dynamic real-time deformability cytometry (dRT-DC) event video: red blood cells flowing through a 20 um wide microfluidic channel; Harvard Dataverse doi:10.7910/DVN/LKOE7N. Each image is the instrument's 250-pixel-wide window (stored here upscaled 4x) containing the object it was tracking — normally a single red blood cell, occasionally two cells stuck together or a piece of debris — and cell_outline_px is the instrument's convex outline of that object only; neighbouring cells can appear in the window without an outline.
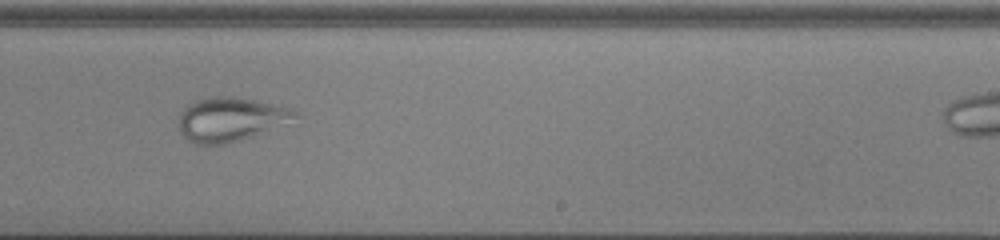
{"species": "common noctule bat (a hibernating species)", "species_latin": "Nyctalus noctula", "temperature_condition": "cold", "stored_images_in_passage": 39, "camera_frame_rate_fps": 3000, "um_per_image_px": 0.085, "animal": {"sex": "male", "body_mass_g": 13.0, "forearm_length_mm": 53.1}, "frame": {"image": 1, "passage_image": 29, "time_ms": 9.333, "image_size_px": [1000, 240], "cell_outline_px": [[300, 116], [252, 136], [228, 144], [192, 144], [180, 132], [176, 124], [180, 112], [188, 104], [196, 100], [212, 96], [232, 96], [256, 100], [292, 108]], "centroid_in_image_um": [19.51, 10.13], "position_along_channel_um": 269.5, "area_um2": 29.82}}
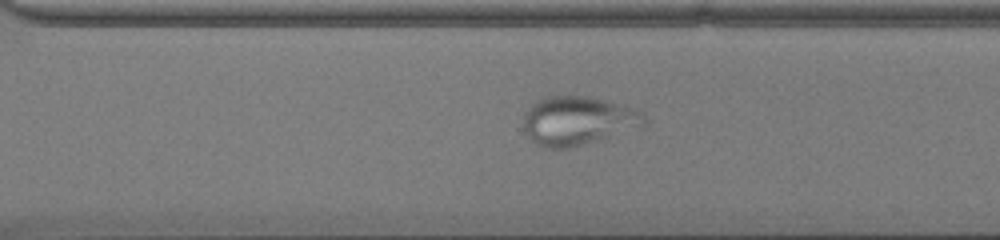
{"frame": {"image": 2, "passage_image": 33, "time_ms": 10.667, "image_size_px": [1000, 240], "cell_outline_px": [[648, 120], [640, 128], [568, 148], [540, 148], [532, 140], [524, 128], [524, 112], [536, 100], [548, 96], [588, 96], [632, 108], [640, 112]], "centroid_in_image_um": [49.09, 10.26], "position_along_channel_um": 321.5, "area_um2": 34.04}}